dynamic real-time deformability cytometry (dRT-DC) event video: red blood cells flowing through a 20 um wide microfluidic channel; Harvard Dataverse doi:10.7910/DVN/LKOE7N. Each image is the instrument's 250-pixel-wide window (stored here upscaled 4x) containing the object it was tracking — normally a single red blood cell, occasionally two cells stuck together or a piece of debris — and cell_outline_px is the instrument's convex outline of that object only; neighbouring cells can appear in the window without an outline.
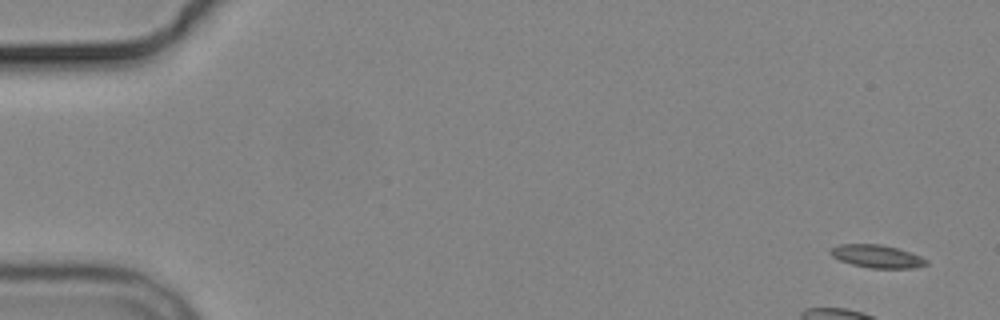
{"species": "common noctule bat (a hibernating species)", "species_latin": "Nyctalus noctula", "temperature_condition": "cold", "stored_images_in_passage": 6, "camera_frame_rate_fps": 3000, "um_per_image_px": 0.085, "animal": {"sex": "male", "body_mass_g": 19.2, "forearm_length_mm": 51.8}, "frame": {"image": 1, "passage_image": 1, "time_ms": 0.0, "image_size_px": [1000, 320], "cell_outline_px": [[928, 264], [912, 268], [872, 268], [852, 264], [840, 260], [832, 256], [828, 252], [832, 248], [840, 244], [880, 244], [896, 248], [920, 256], [928, 260]], "centroid_in_image_um": [74.53, 21.78], "position_along_channel_um": 10.5, "area_um2": 12.6}}